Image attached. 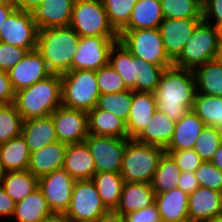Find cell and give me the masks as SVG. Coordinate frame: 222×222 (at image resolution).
I'll return each mask as SVG.
<instances>
[{"label":"cell","mask_w":222,"mask_h":222,"mask_svg":"<svg viewBox=\"0 0 222 222\" xmlns=\"http://www.w3.org/2000/svg\"><path fill=\"white\" fill-rule=\"evenodd\" d=\"M13 104L23 120L51 115L62 105L60 74L52 73L39 82L18 90Z\"/></svg>","instance_id":"cell-3"},{"label":"cell","mask_w":222,"mask_h":222,"mask_svg":"<svg viewBox=\"0 0 222 222\" xmlns=\"http://www.w3.org/2000/svg\"><path fill=\"white\" fill-rule=\"evenodd\" d=\"M206 222H222V215H219L218 217H215L209 221Z\"/></svg>","instance_id":"cell-58"},{"label":"cell","mask_w":222,"mask_h":222,"mask_svg":"<svg viewBox=\"0 0 222 222\" xmlns=\"http://www.w3.org/2000/svg\"><path fill=\"white\" fill-rule=\"evenodd\" d=\"M165 149L129 139L123 153L120 175L124 182L151 183Z\"/></svg>","instance_id":"cell-4"},{"label":"cell","mask_w":222,"mask_h":222,"mask_svg":"<svg viewBox=\"0 0 222 222\" xmlns=\"http://www.w3.org/2000/svg\"><path fill=\"white\" fill-rule=\"evenodd\" d=\"M132 97L133 90L130 89L119 93L100 94L96 107L106 110L126 122L131 109Z\"/></svg>","instance_id":"cell-39"},{"label":"cell","mask_w":222,"mask_h":222,"mask_svg":"<svg viewBox=\"0 0 222 222\" xmlns=\"http://www.w3.org/2000/svg\"><path fill=\"white\" fill-rule=\"evenodd\" d=\"M180 174L181 171L174 159L168 153H164L151 181L154 193H164L177 188Z\"/></svg>","instance_id":"cell-36"},{"label":"cell","mask_w":222,"mask_h":222,"mask_svg":"<svg viewBox=\"0 0 222 222\" xmlns=\"http://www.w3.org/2000/svg\"><path fill=\"white\" fill-rule=\"evenodd\" d=\"M202 19H165L159 26L165 52L174 62Z\"/></svg>","instance_id":"cell-15"},{"label":"cell","mask_w":222,"mask_h":222,"mask_svg":"<svg viewBox=\"0 0 222 222\" xmlns=\"http://www.w3.org/2000/svg\"><path fill=\"white\" fill-rule=\"evenodd\" d=\"M165 69L135 57V91L155 92Z\"/></svg>","instance_id":"cell-38"},{"label":"cell","mask_w":222,"mask_h":222,"mask_svg":"<svg viewBox=\"0 0 222 222\" xmlns=\"http://www.w3.org/2000/svg\"><path fill=\"white\" fill-rule=\"evenodd\" d=\"M88 134L129 139L126 122L112 113L94 107L87 112Z\"/></svg>","instance_id":"cell-24"},{"label":"cell","mask_w":222,"mask_h":222,"mask_svg":"<svg viewBox=\"0 0 222 222\" xmlns=\"http://www.w3.org/2000/svg\"><path fill=\"white\" fill-rule=\"evenodd\" d=\"M60 77L62 106L85 112L96 107L100 91L95 71L70 70Z\"/></svg>","instance_id":"cell-5"},{"label":"cell","mask_w":222,"mask_h":222,"mask_svg":"<svg viewBox=\"0 0 222 222\" xmlns=\"http://www.w3.org/2000/svg\"><path fill=\"white\" fill-rule=\"evenodd\" d=\"M52 213L46 198L38 188L20 202L16 203L11 220L13 222H42Z\"/></svg>","instance_id":"cell-29"},{"label":"cell","mask_w":222,"mask_h":222,"mask_svg":"<svg viewBox=\"0 0 222 222\" xmlns=\"http://www.w3.org/2000/svg\"><path fill=\"white\" fill-rule=\"evenodd\" d=\"M108 63L122 77L126 87L135 91V57L119 41L111 47Z\"/></svg>","instance_id":"cell-34"},{"label":"cell","mask_w":222,"mask_h":222,"mask_svg":"<svg viewBox=\"0 0 222 222\" xmlns=\"http://www.w3.org/2000/svg\"><path fill=\"white\" fill-rule=\"evenodd\" d=\"M107 211L92 180L75 181L70 204L64 213L69 220L94 222Z\"/></svg>","instance_id":"cell-9"},{"label":"cell","mask_w":222,"mask_h":222,"mask_svg":"<svg viewBox=\"0 0 222 222\" xmlns=\"http://www.w3.org/2000/svg\"><path fill=\"white\" fill-rule=\"evenodd\" d=\"M179 222H197V221L190 220V219L188 218V219H185V220H183V221H179Z\"/></svg>","instance_id":"cell-61"},{"label":"cell","mask_w":222,"mask_h":222,"mask_svg":"<svg viewBox=\"0 0 222 222\" xmlns=\"http://www.w3.org/2000/svg\"><path fill=\"white\" fill-rule=\"evenodd\" d=\"M118 41L136 58H141L164 69L173 66V61L165 52L159 28L122 30L119 33Z\"/></svg>","instance_id":"cell-7"},{"label":"cell","mask_w":222,"mask_h":222,"mask_svg":"<svg viewBox=\"0 0 222 222\" xmlns=\"http://www.w3.org/2000/svg\"><path fill=\"white\" fill-rule=\"evenodd\" d=\"M222 215V193L198 187L188 197V218L206 222Z\"/></svg>","instance_id":"cell-17"},{"label":"cell","mask_w":222,"mask_h":222,"mask_svg":"<svg viewBox=\"0 0 222 222\" xmlns=\"http://www.w3.org/2000/svg\"><path fill=\"white\" fill-rule=\"evenodd\" d=\"M194 173L200 187L209 188L222 193V171L211 161H203Z\"/></svg>","instance_id":"cell-44"},{"label":"cell","mask_w":222,"mask_h":222,"mask_svg":"<svg viewBox=\"0 0 222 222\" xmlns=\"http://www.w3.org/2000/svg\"><path fill=\"white\" fill-rule=\"evenodd\" d=\"M176 122L160 110L154 112L146 128L135 138L136 141L165 149L172 138Z\"/></svg>","instance_id":"cell-27"},{"label":"cell","mask_w":222,"mask_h":222,"mask_svg":"<svg viewBox=\"0 0 222 222\" xmlns=\"http://www.w3.org/2000/svg\"><path fill=\"white\" fill-rule=\"evenodd\" d=\"M1 185L14 202L18 203L38 189V178L28 170L6 171Z\"/></svg>","instance_id":"cell-32"},{"label":"cell","mask_w":222,"mask_h":222,"mask_svg":"<svg viewBox=\"0 0 222 222\" xmlns=\"http://www.w3.org/2000/svg\"><path fill=\"white\" fill-rule=\"evenodd\" d=\"M62 168L74 180H91L95 172L94 159L85 142L68 144Z\"/></svg>","instance_id":"cell-20"},{"label":"cell","mask_w":222,"mask_h":222,"mask_svg":"<svg viewBox=\"0 0 222 222\" xmlns=\"http://www.w3.org/2000/svg\"><path fill=\"white\" fill-rule=\"evenodd\" d=\"M75 0H43L40 6L31 11L38 29L70 26Z\"/></svg>","instance_id":"cell-18"},{"label":"cell","mask_w":222,"mask_h":222,"mask_svg":"<svg viewBox=\"0 0 222 222\" xmlns=\"http://www.w3.org/2000/svg\"><path fill=\"white\" fill-rule=\"evenodd\" d=\"M138 0H102L109 22L119 34L128 24Z\"/></svg>","instance_id":"cell-41"},{"label":"cell","mask_w":222,"mask_h":222,"mask_svg":"<svg viewBox=\"0 0 222 222\" xmlns=\"http://www.w3.org/2000/svg\"><path fill=\"white\" fill-rule=\"evenodd\" d=\"M198 187L200 186L194 172H183L180 174L177 188L189 195Z\"/></svg>","instance_id":"cell-51"},{"label":"cell","mask_w":222,"mask_h":222,"mask_svg":"<svg viewBox=\"0 0 222 222\" xmlns=\"http://www.w3.org/2000/svg\"><path fill=\"white\" fill-rule=\"evenodd\" d=\"M38 27L32 19L31 12L14 9L0 28V41L9 45L36 49Z\"/></svg>","instance_id":"cell-12"},{"label":"cell","mask_w":222,"mask_h":222,"mask_svg":"<svg viewBox=\"0 0 222 222\" xmlns=\"http://www.w3.org/2000/svg\"><path fill=\"white\" fill-rule=\"evenodd\" d=\"M28 50L0 41V70L8 72L24 58Z\"/></svg>","instance_id":"cell-46"},{"label":"cell","mask_w":222,"mask_h":222,"mask_svg":"<svg viewBox=\"0 0 222 222\" xmlns=\"http://www.w3.org/2000/svg\"><path fill=\"white\" fill-rule=\"evenodd\" d=\"M205 126L197 114L190 110L176 122L174 133L165 151L193 149L197 138Z\"/></svg>","instance_id":"cell-25"},{"label":"cell","mask_w":222,"mask_h":222,"mask_svg":"<svg viewBox=\"0 0 222 222\" xmlns=\"http://www.w3.org/2000/svg\"><path fill=\"white\" fill-rule=\"evenodd\" d=\"M51 74L41 54L36 49L28 51L24 58L8 71L15 92L29 87Z\"/></svg>","instance_id":"cell-16"},{"label":"cell","mask_w":222,"mask_h":222,"mask_svg":"<svg viewBox=\"0 0 222 222\" xmlns=\"http://www.w3.org/2000/svg\"><path fill=\"white\" fill-rule=\"evenodd\" d=\"M15 205L14 200L6 193L0 184V219L3 217L1 222L5 219L11 220L15 211Z\"/></svg>","instance_id":"cell-50"},{"label":"cell","mask_w":222,"mask_h":222,"mask_svg":"<svg viewBox=\"0 0 222 222\" xmlns=\"http://www.w3.org/2000/svg\"><path fill=\"white\" fill-rule=\"evenodd\" d=\"M68 144L56 141L31 153L28 171L39 178L63 166Z\"/></svg>","instance_id":"cell-22"},{"label":"cell","mask_w":222,"mask_h":222,"mask_svg":"<svg viewBox=\"0 0 222 222\" xmlns=\"http://www.w3.org/2000/svg\"><path fill=\"white\" fill-rule=\"evenodd\" d=\"M163 20L160 0H138L123 30L156 29Z\"/></svg>","instance_id":"cell-28"},{"label":"cell","mask_w":222,"mask_h":222,"mask_svg":"<svg viewBox=\"0 0 222 222\" xmlns=\"http://www.w3.org/2000/svg\"><path fill=\"white\" fill-rule=\"evenodd\" d=\"M58 141L82 143L88 137L87 112L59 106L52 114Z\"/></svg>","instance_id":"cell-14"},{"label":"cell","mask_w":222,"mask_h":222,"mask_svg":"<svg viewBox=\"0 0 222 222\" xmlns=\"http://www.w3.org/2000/svg\"><path fill=\"white\" fill-rule=\"evenodd\" d=\"M193 70L170 67L163 71L155 90L157 109L172 121H179L193 108L196 95Z\"/></svg>","instance_id":"cell-1"},{"label":"cell","mask_w":222,"mask_h":222,"mask_svg":"<svg viewBox=\"0 0 222 222\" xmlns=\"http://www.w3.org/2000/svg\"><path fill=\"white\" fill-rule=\"evenodd\" d=\"M94 222H125L124 217L115 210H108L99 216Z\"/></svg>","instance_id":"cell-54"},{"label":"cell","mask_w":222,"mask_h":222,"mask_svg":"<svg viewBox=\"0 0 222 222\" xmlns=\"http://www.w3.org/2000/svg\"><path fill=\"white\" fill-rule=\"evenodd\" d=\"M222 144V132L214 127L205 126L197 138L193 149L206 162L211 161L214 153Z\"/></svg>","instance_id":"cell-42"},{"label":"cell","mask_w":222,"mask_h":222,"mask_svg":"<svg viewBox=\"0 0 222 222\" xmlns=\"http://www.w3.org/2000/svg\"><path fill=\"white\" fill-rule=\"evenodd\" d=\"M220 49L214 25L201 21L185 44L173 66L194 70L207 61L217 59Z\"/></svg>","instance_id":"cell-6"},{"label":"cell","mask_w":222,"mask_h":222,"mask_svg":"<svg viewBox=\"0 0 222 222\" xmlns=\"http://www.w3.org/2000/svg\"><path fill=\"white\" fill-rule=\"evenodd\" d=\"M211 162L222 171V144L220 147L216 150L214 153V156L211 160Z\"/></svg>","instance_id":"cell-56"},{"label":"cell","mask_w":222,"mask_h":222,"mask_svg":"<svg viewBox=\"0 0 222 222\" xmlns=\"http://www.w3.org/2000/svg\"><path fill=\"white\" fill-rule=\"evenodd\" d=\"M70 26L80 37L119 36L109 22L102 0H75Z\"/></svg>","instance_id":"cell-8"},{"label":"cell","mask_w":222,"mask_h":222,"mask_svg":"<svg viewBox=\"0 0 222 222\" xmlns=\"http://www.w3.org/2000/svg\"><path fill=\"white\" fill-rule=\"evenodd\" d=\"M193 72L198 93L222 97V63L218 59L207 61Z\"/></svg>","instance_id":"cell-31"},{"label":"cell","mask_w":222,"mask_h":222,"mask_svg":"<svg viewBox=\"0 0 222 222\" xmlns=\"http://www.w3.org/2000/svg\"><path fill=\"white\" fill-rule=\"evenodd\" d=\"M31 152L20 134L8 142L0 144V164L3 170H27Z\"/></svg>","instance_id":"cell-30"},{"label":"cell","mask_w":222,"mask_h":222,"mask_svg":"<svg viewBox=\"0 0 222 222\" xmlns=\"http://www.w3.org/2000/svg\"><path fill=\"white\" fill-rule=\"evenodd\" d=\"M119 36L81 37L72 61V70L97 71L108 64L109 52Z\"/></svg>","instance_id":"cell-10"},{"label":"cell","mask_w":222,"mask_h":222,"mask_svg":"<svg viewBox=\"0 0 222 222\" xmlns=\"http://www.w3.org/2000/svg\"><path fill=\"white\" fill-rule=\"evenodd\" d=\"M70 220L64 213H52L46 217L42 222H69Z\"/></svg>","instance_id":"cell-55"},{"label":"cell","mask_w":222,"mask_h":222,"mask_svg":"<svg viewBox=\"0 0 222 222\" xmlns=\"http://www.w3.org/2000/svg\"><path fill=\"white\" fill-rule=\"evenodd\" d=\"M21 135L31 153L58 141L51 115L23 120Z\"/></svg>","instance_id":"cell-21"},{"label":"cell","mask_w":222,"mask_h":222,"mask_svg":"<svg viewBox=\"0 0 222 222\" xmlns=\"http://www.w3.org/2000/svg\"><path fill=\"white\" fill-rule=\"evenodd\" d=\"M4 173H5V171L3 170V168L1 167V164H0V184L2 183Z\"/></svg>","instance_id":"cell-60"},{"label":"cell","mask_w":222,"mask_h":222,"mask_svg":"<svg viewBox=\"0 0 222 222\" xmlns=\"http://www.w3.org/2000/svg\"><path fill=\"white\" fill-rule=\"evenodd\" d=\"M15 9L13 0H2L0 2V28L9 14Z\"/></svg>","instance_id":"cell-53"},{"label":"cell","mask_w":222,"mask_h":222,"mask_svg":"<svg viewBox=\"0 0 222 222\" xmlns=\"http://www.w3.org/2000/svg\"><path fill=\"white\" fill-rule=\"evenodd\" d=\"M155 196L151 183L124 182L115 211L121 216L136 212L154 204Z\"/></svg>","instance_id":"cell-23"},{"label":"cell","mask_w":222,"mask_h":222,"mask_svg":"<svg viewBox=\"0 0 222 222\" xmlns=\"http://www.w3.org/2000/svg\"><path fill=\"white\" fill-rule=\"evenodd\" d=\"M123 217L125 222H162L156 203Z\"/></svg>","instance_id":"cell-48"},{"label":"cell","mask_w":222,"mask_h":222,"mask_svg":"<svg viewBox=\"0 0 222 222\" xmlns=\"http://www.w3.org/2000/svg\"><path fill=\"white\" fill-rule=\"evenodd\" d=\"M80 38L71 26L40 28L36 50L51 73L61 75L72 70V61Z\"/></svg>","instance_id":"cell-2"},{"label":"cell","mask_w":222,"mask_h":222,"mask_svg":"<svg viewBox=\"0 0 222 222\" xmlns=\"http://www.w3.org/2000/svg\"><path fill=\"white\" fill-rule=\"evenodd\" d=\"M189 195L179 188L157 193L155 203L162 222H179L188 219Z\"/></svg>","instance_id":"cell-26"},{"label":"cell","mask_w":222,"mask_h":222,"mask_svg":"<svg viewBox=\"0 0 222 222\" xmlns=\"http://www.w3.org/2000/svg\"><path fill=\"white\" fill-rule=\"evenodd\" d=\"M192 110L206 126L222 132V97L196 92Z\"/></svg>","instance_id":"cell-35"},{"label":"cell","mask_w":222,"mask_h":222,"mask_svg":"<svg viewBox=\"0 0 222 222\" xmlns=\"http://www.w3.org/2000/svg\"><path fill=\"white\" fill-rule=\"evenodd\" d=\"M176 162L181 173L194 172L203 162L194 149H184L179 151H165Z\"/></svg>","instance_id":"cell-45"},{"label":"cell","mask_w":222,"mask_h":222,"mask_svg":"<svg viewBox=\"0 0 222 222\" xmlns=\"http://www.w3.org/2000/svg\"><path fill=\"white\" fill-rule=\"evenodd\" d=\"M156 110L155 93L133 91L131 109L126 121L129 139H135L146 128Z\"/></svg>","instance_id":"cell-19"},{"label":"cell","mask_w":222,"mask_h":222,"mask_svg":"<svg viewBox=\"0 0 222 222\" xmlns=\"http://www.w3.org/2000/svg\"><path fill=\"white\" fill-rule=\"evenodd\" d=\"M23 118L13 103L0 104V144L21 134Z\"/></svg>","instance_id":"cell-40"},{"label":"cell","mask_w":222,"mask_h":222,"mask_svg":"<svg viewBox=\"0 0 222 222\" xmlns=\"http://www.w3.org/2000/svg\"><path fill=\"white\" fill-rule=\"evenodd\" d=\"M97 188L103 204L108 210H115L122 194L124 179L120 173H95L91 179Z\"/></svg>","instance_id":"cell-33"},{"label":"cell","mask_w":222,"mask_h":222,"mask_svg":"<svg viewBox=\"0 0 222 222\" xmlns=\"http://www.w3.org/2000/svg\"><path fill=\"white\" fill-rule=\"evenodd\" d=\"M75 181L63 168L38 178V188L53 213L67 211Z\"/></svg>","instance_id":"cell-13"},{"label":"cell","mask_w":222,"mask_h":222,"mask_svg":"<svg viewBox=\"0 0 222 222\" xmlns=\"http://www.w3.org/2000/svg\"><path fill=\"white\" fill-rule=\"evenodd\" d=\"M95 73L100 94H112L129 90L122 77L109 63L99 68Z\"/></svg>","instance_id":"cell-43"},{"label":"cell","mask_w":222,"mask_h":222,"mask_svg":"<svg viewBox=\"0 0 222 222\" xmlns=\"http://www.w3.org/2000/svg\"><path fill=\"white\" fill-rule=\"evenodd\" d=\"M202 20L212 25L222 23V0H204Z\"/></svg>","instance_id":"cell-47"},{"label":"cell","mask_w":222,"mask_h":222,"mask_svg":"<svg viewBox=\"0 0 222 222\" xmlns=\"http://www.w3.org/2000/svg\"><path fill=\"white\" fill-rule=\"evenodd\" d=\"M128 140L89 134L84 142L87 144L94 159L95 172L120 173L123 153Z\"/></svg>","instance_id":"cell-11"},{"label":"cell","mask_w":222,"mask_h":222,"mask_svg":"<svg viewBox=\"0 0 222 222\" xmlns=\"http://www.w3.org/2000/svg\"><path fill=\"white\" fill-rule=\"evenodd\" d=\"M214 28L216 30L218 43H219L220 46H222V23L215 24Z\"/></svg>","instance_id":"cell-57"},{"label":"cell","mask_w":222,"mask_h":222,"mask_svg":"<svg viewBox=\"0 0 222 222\" xmlns=\"http://www.w3.org/2000/svg\"><path fill=\"white\" fill-rule=\"evenodd\" d=\"M15 8L25 12H31L40 6L43 0H13Z\"/></svg>","instance_id":"cell-52"},{"label":"cell","mask_w":222,"mask_h":222,"mask_svg":"<svg viewBox=\"0 0 222 222\" xmlns=\"http://www.w3.org/2000/svg\"><path fill=\"white\" fill-rule=\"evenodd\" d=\"M217 59L222 63V46H220L218 55H217Z\"/></svg>","instance_id":"cell-59"},{"label":"cell","mask_w":222,"mask_h":222,"mask_svg":"<svg viewBox=\"0 0 222 222\" xmlns=\"http://www.w3.org/2000/svg\"><path fill=\"white\" fill-rule=\"evenodd\" d=\"M165 19H202L201 0H160Z\"/></svg>","instance_id":"cell-37"},{"label":"cell","mask_w":222,"mask_h":222,"mask_svg":"<svg viewBox=\"0 0 222 222\" xmlns=\"http://www.w3.org/2000/svg\"><path fill=\"white\" fill-rule=\"evenodd\" d=\"M15 91L9 79L8 72L0 70V104L13 103Z\"/></svg>","instance_id":"cell-49"}]
</instances>
